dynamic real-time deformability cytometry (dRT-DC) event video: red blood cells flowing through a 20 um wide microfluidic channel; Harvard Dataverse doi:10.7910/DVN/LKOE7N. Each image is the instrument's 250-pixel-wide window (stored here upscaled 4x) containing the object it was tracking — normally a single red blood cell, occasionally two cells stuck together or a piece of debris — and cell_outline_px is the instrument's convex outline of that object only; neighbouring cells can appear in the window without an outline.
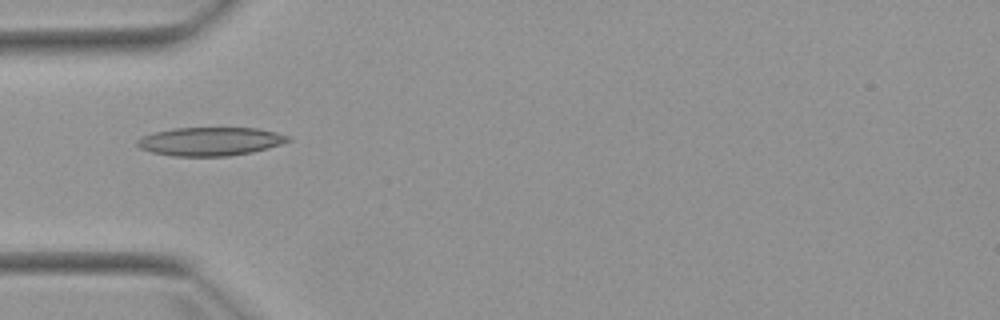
{"species": "Egyptian fruit bat (a non-hibernating species)", "species_latin": "Rousettus aegyptiacus", "temperature_condition": "warm", "stored_images_in_passage": 5, "camera_frame_rate_fps": 3000, "um_per_image_px": 0.085, "animal": {"sex": "female"}, "frame": {"image": 1, "passage_image": 2, "time_ms": 1.0, "image_size_px": [1000, 320], "cell_outline_px": [[292, 140], [268, 148], [252, 152], [228, 156], [172, 156], [152, 152], [140, 148], [136, 144], [136, 140], [152, 132], [176, 128], [260, 128], [292, 136]], "centroid_in_image_um": [17.9, 12.02], "position_along_channel_um": 67.1, "area_um2": 25.14}}
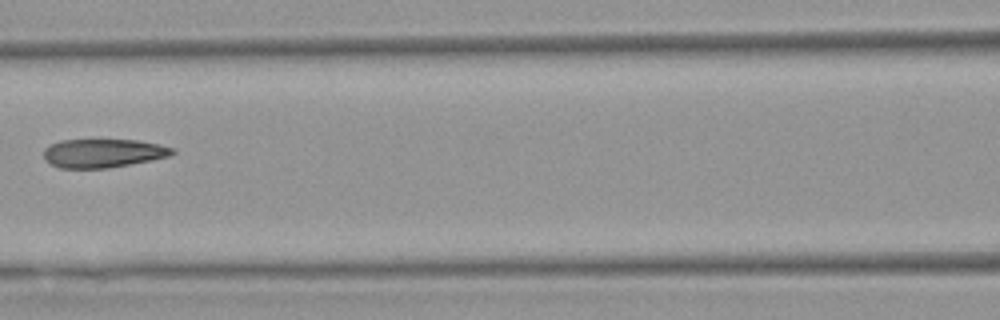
{"frame": {"image": 2, "passage_image": 4, "time_ms": 3.333, "image_size_px": [1000, 320], "cell_outline_px": [[176, 152], [168, 156], [152, 160], [108, 168], [60, 168], [44, 160], [44, 148], [60, 140], [140, 140], [160, 144], [176, 148]], "centroid_in_image_um": [8.8, 13.01], "position_along_channel_um": 157.8, "area_um2": 21.56}}
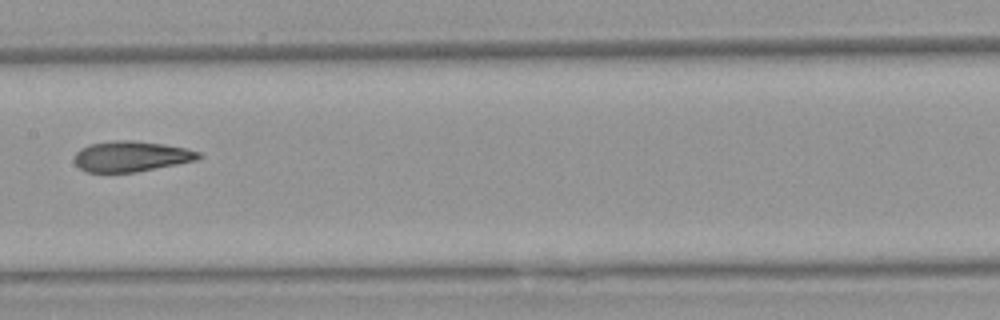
{"frame": {"image": 3, "passage_image": 5, "time_ms": 4.333, "image_size_px": [1000, 320], "cell_outline_px": [[200, 156], [196, 160], [136, 172], [88, 172], [80, 168], [72, 160], [76, 152], [80, 148], [88, 144], [116, 140], [132, 140], [164, 144], [188, 148], [200, 152]], "centroid_in_image_um": [11.11, 13.28], "position_along_channel_um": 196.3, "area_um2": 22.14}}